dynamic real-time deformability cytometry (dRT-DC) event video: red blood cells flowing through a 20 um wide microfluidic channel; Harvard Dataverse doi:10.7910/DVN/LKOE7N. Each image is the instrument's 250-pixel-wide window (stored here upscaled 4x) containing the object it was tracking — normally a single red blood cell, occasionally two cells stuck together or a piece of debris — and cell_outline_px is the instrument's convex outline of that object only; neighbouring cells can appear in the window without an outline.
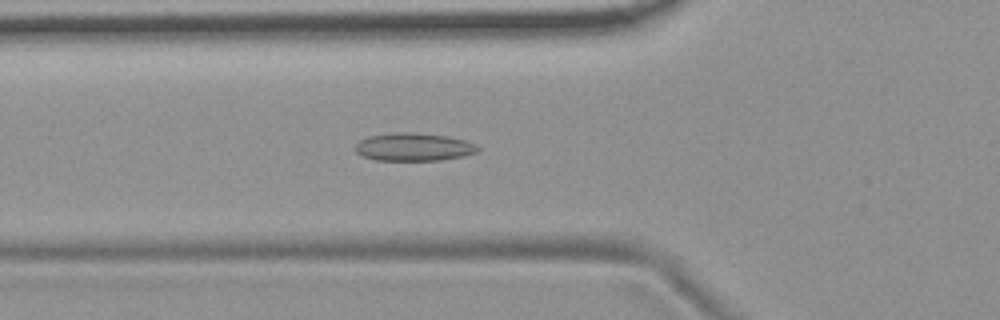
{"species": "common noctule bat (a hibernating species)", "species_latin": "Nyctalus noctula", "temperature_condition": "room temperature", "stored_images_in_passage": 55, "camera_frame_rate_fps": 3000, "um_per_image_px": 0.085, "animal": {"sex": "female", "body_mass_g": 19.9}, "frame": {"image": 1, "passage_image": 19, "time_ms": 6.0, "image_size_px": [1000, 320], "cell_outline_px": [[480, 148], [476, 152], [464, 156], [440, 160], [376, 160], [360, 156], [356, 152], [356, 144], [360, 140], [368, 136], [396, 132], [416, 132], [448, 136], [464, 140], [476, 144]], "centroid_in_image_um": [35.16, 12.49], "position_along_channel_um": 90.6, "area_um2": 20.06}}
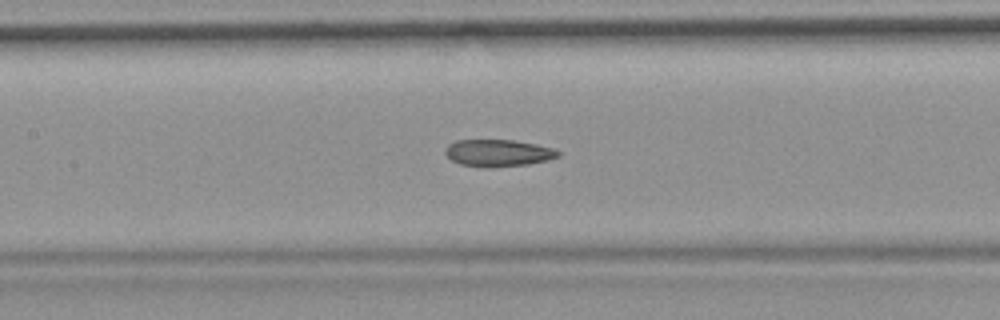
{"frame": {"image": 2, "passage_image": 25, "time_ms": 8.0, "image_size_px": [1000, 320], "cell_outline_px": [[560, 156], [548, 160], [528, 164], [488, 168], [484, 168], [460, 164], [452, 160], [444, 152], [448, 144], [456, 140], [516, 140], [536, 144], [552, 148], [560, 152]], "centroid_in_image_um": [42.34, 13.0], "position_along_channel_um": 165.1, "area_um2": 17.86}}
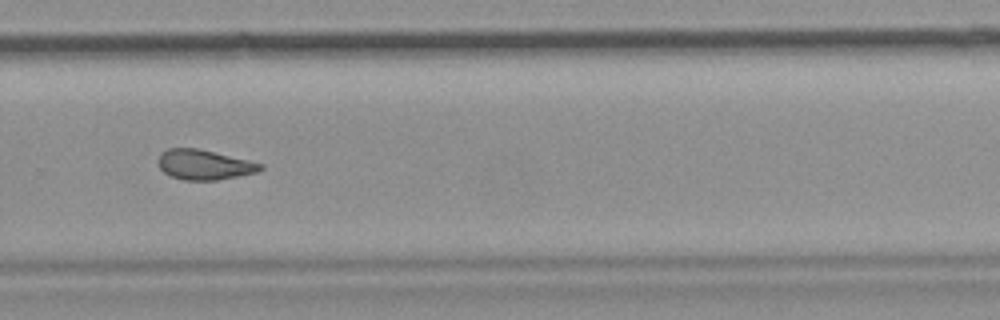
{"frame": {"image": 3, "passage_image": 37, "time_ms": 12.0, "image_size_px": [1000, 320], "cell_outline_px": [[264, 168], [256, 172], [216, 180], [184, 180], [172, 176], [164, 172], [156, 164], [156, 160], [160, 152], [168, 148], [200, 148], [264, 164]], "centroid_in_image_um": [17.31, 13.98], "position_along_channel_um": 312.5, "area_um2": 17.98}, "authors_computed_cell_mechanics": {"area_um2": 18.785, "velocity_mm_per_s": 3.6987, "shape_relaxation_time_tau1_ms": null, "shape_relaxation_time_tau2_ms": 2.8962, "deformation_change_tau1": null, "deformation_change_tau2": 0.0889}}